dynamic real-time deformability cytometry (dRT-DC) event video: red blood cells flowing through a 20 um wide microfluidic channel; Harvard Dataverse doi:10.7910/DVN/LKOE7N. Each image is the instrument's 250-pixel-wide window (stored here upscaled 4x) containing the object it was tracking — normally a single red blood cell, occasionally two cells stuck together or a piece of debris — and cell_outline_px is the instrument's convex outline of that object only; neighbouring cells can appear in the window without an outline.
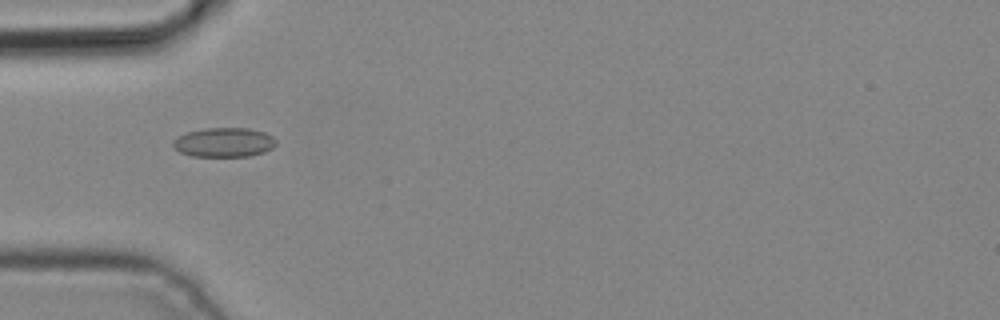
{"species": "common noctule bat (a hibernating species)", "species_latin": "Nyctalus noctula", "temperature_condition": "cold", "stored_images_in_passage": 3, "camera_frame_rate_fps": 3000, "um_per_image_px": 0.085, "animal": {"sex": "male", "body_mass_g": 19.2, "forearm_length_mm": 51.8}, "frame": {"image": 1, "passage_image": 3, "time_ms": 0.667, "image_size_px": [1000, 320], "cell_outline_px": [[276, 144], [272, 148], [264, 152], [248, 156], [192, 156], [180, 152], [172, 144], [172, 140], [176, 136], [188, 132], [204, 128], [248, 128], [264, 132], [272, 136], [276, 140]], "centroid_in_image_um": [19.03, 12.09], "position_along_channel_um": 66.0, "area_um2": 17.63}}